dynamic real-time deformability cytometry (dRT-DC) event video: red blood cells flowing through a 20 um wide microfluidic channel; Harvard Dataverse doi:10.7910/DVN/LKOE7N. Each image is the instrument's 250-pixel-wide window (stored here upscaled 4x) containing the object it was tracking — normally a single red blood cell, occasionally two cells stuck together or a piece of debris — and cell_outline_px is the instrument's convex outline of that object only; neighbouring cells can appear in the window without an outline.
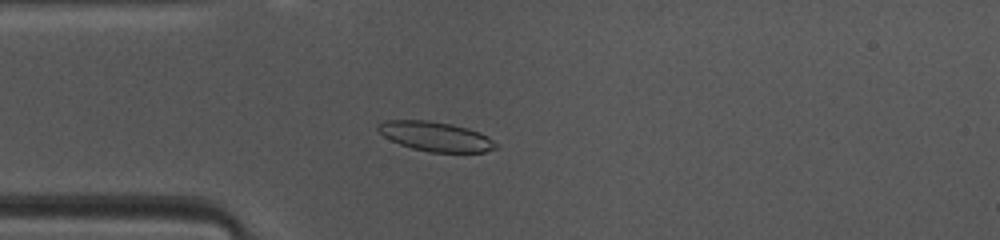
{"species": "common noctule bat (a hibernating species)", "species_latin": "Nyctalus noctula", "temperature_condition": "warm", "stored_images_in_passage": 46, "camera_frame_rate_fps": 3000, "um_per_image_px": 0.085, "animal": {"sex": "female", "body_mass_g": 10.0, "forearm_length_mm": 53.1}, "frame": {"image": 1, "passage_image": 11, "time_ms": 3.333, "image_size_px": [1000, 240], "cell_outline_px": [[500, 148], [484, 152], [432, 152], [412, 148], [400, 144], [384, 136], [376, 128], [376, 124], [384, 120], [428, 120], [452, 124], [468, 128], [480, 132], [488, 136]], "centroid_in_image_um": [37.04, 11.59], "position_along_channel_um": 48.0, "area_um2": 20.35}}
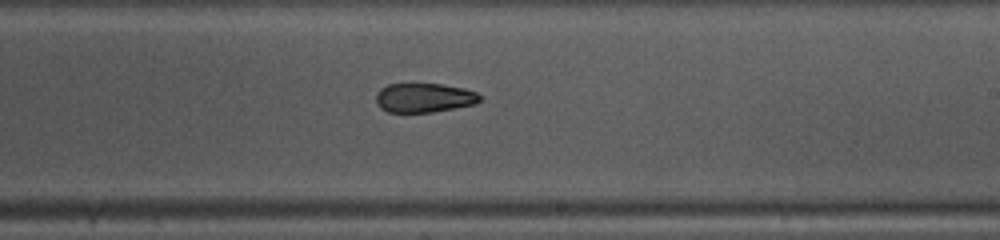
{"frame": {"image": 2, "passage_image": 26, "time_ms": 8.333, "image_size_px": [1000, 240], "cell_outline_px": [[484, 100], [476, 104], [432, 112], [388, 112], [380, 108], [376, 100], [376, 92], [380, 88], [388, 84], [440, 84], [464, 88], [476, 92], [484, 96]], "centroid_in_image_um": [36.09, 8.31], "position_along_channel_um": 252.9, "area_um2": 17.92}}
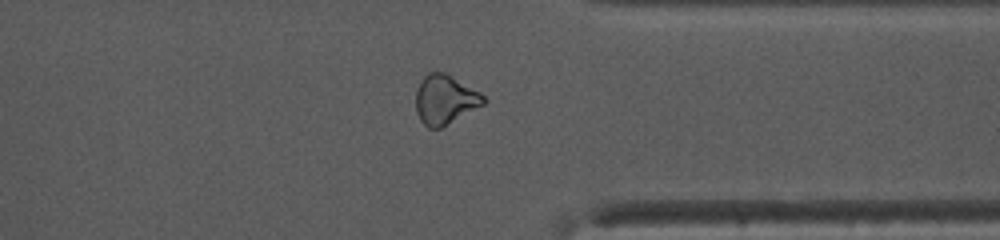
{"frame": {"image": 3, "passage_image": 35, "time_ms": 11.333, "image_size_px": [1000, 240], "cell_outline_px": [[488, 100], [484, 104], [440, 128], [428, 128], [420, 120], [416, 112], [416, 88], [424, 76], [428, 72], [444, 72], [452, 76], [480, 92]], "centroid_in_image_um": [37.81, 8.46], "position_along_channel_um": 373.6, "area_um2": 19.42}, "authors_computed_cell_mechanics": {"area_um2": 19.6809, "velocity_mm_per_s": 4.1854, "shape_relaxation_time_tau1_ms": 4.718, "shape_relaxation_time_tau2_ms": 8.7667, "deformation_change_tau1": 0.1368, "deformation_change_tau2": 0.1819}}